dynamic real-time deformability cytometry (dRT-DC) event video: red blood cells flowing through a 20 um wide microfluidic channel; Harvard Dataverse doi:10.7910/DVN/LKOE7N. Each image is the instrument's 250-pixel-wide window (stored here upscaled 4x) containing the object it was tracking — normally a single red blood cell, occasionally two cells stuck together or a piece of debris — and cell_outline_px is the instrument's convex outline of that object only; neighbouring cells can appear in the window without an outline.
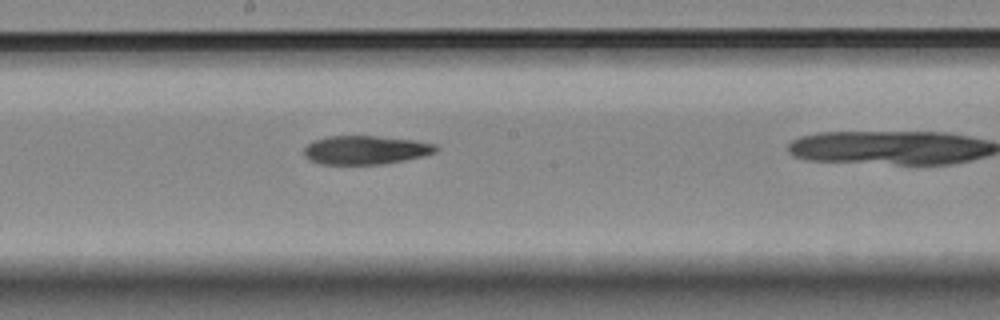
{"species": "Egyptian fruit bat (a non-hibernating species)", "species_latin": "Rousettus aegyptiacus", "temperature_condition": "room temperature", "stored_images_in_passage": 9, "camera_frame_rate_fps": 3000, "um_per_image_px": 0.085, "animal": {"sex": "female"}, "frame": {"image": 1, "passage_image": 7, "time_ms": 2.0, "image_size_px": [1000, 320], "cell_outline_px": [[440, 148], [436, 152], [424, 156], [384, 164], [324, 164], [308, 160], [304, 156], [304, 148], [312, 140], [328, 136], [376, 136], [416, 140], [436, 144]], "centroid_in_image_um": [31.09, 12.74], "position_along_channel_um": 217.1, "area_um2": 22.25}}